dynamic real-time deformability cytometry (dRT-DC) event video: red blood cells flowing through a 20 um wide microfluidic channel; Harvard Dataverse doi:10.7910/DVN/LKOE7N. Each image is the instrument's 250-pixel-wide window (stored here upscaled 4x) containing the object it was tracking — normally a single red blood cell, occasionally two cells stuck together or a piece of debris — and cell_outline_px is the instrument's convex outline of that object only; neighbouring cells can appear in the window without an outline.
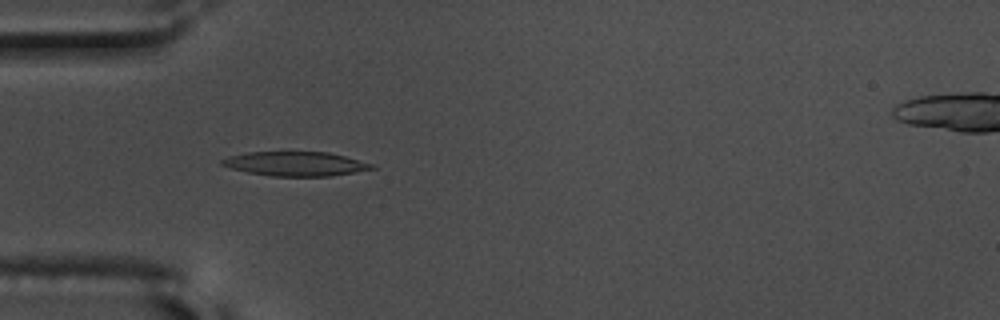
{"species": "common noctule bat (a hibernating species)", "species_latin": "Nyctalus noctula", "temperature_condition": "warm", "stored_images_in_passage": 56, "camera_frame_rate_fps": 3000, "um_per_image_px": 0.085, "animal": {"sex": "male", "body_mass_g": 17.5, "forearm_length_mm": 52.3}, "frame": {"image": 1, "passage_image": 17, "time_ms": 5.333, "image_size_px": [1000, 320], "cell_outline_px": [[376, 168], [332, 176], [272, 176], [248, 172], [232, 168], [220, 164], [220, 160], [228, 156], [248, 152], [328, 152], [376, 164]], "centroid_in_image_um": [25.14, 13.92], "position_along_channel_um": 59.9, "area_um2": 21.15}}
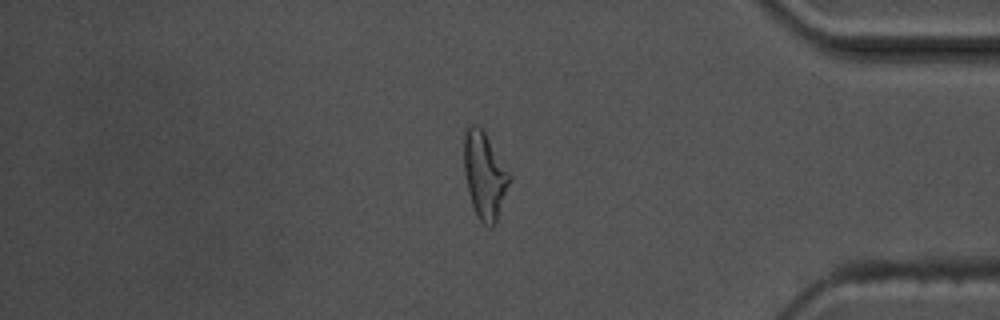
{"frame": {"image": 2, "passage_image": 47, "time_ms": 15.333, "image_size_px": [1000, 320], "cell_outline_px": [[512, 176], [496, 224], [492, 228], [488, 228], [480, 220], [472, 204], [468, 192], [464, 172], [464, 132], [472, 124], [476, 124], [484, 132]], "centroid_in_image_um": [41.2, 14.94], "position_along_channel_um": 394.0, "area_um2": 22.89}}
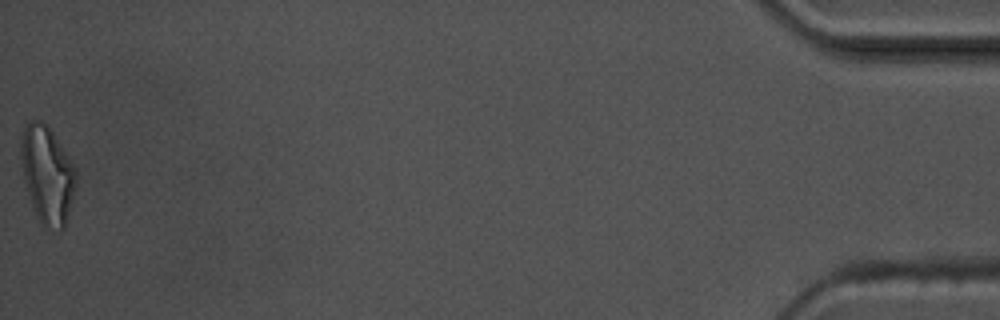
{"frame": {"image": 3, "passage_image": 56, "time_ms": 18.333, "image_size_px": [1000, 320], "cell_outline_px": [[76, 184], [64, 228], [52, 232], [44, 228], [40, 224], [32, 208], [24, 180], [20, 156], [20, 140], [24, 124], [28, 120], [40, 120], [48, 124], [72, 164], [76, 172]], "centroid_in_image_um": [3.98, 14.85], "position_along_channel_um": 431.2, "area_um2": 31.56}, "authors_computed_cell_mechanics": {"area_um2": 21.1548, "velocity_mm_per_s": 3.6412, "shape_relaxation_time_tau1_ms": 7.4333, "shape_relaxation_time_tau2_ms": 2.7317, "deformation_change_tau1": 0.242, "deformation_change_tau2": 0.087}}